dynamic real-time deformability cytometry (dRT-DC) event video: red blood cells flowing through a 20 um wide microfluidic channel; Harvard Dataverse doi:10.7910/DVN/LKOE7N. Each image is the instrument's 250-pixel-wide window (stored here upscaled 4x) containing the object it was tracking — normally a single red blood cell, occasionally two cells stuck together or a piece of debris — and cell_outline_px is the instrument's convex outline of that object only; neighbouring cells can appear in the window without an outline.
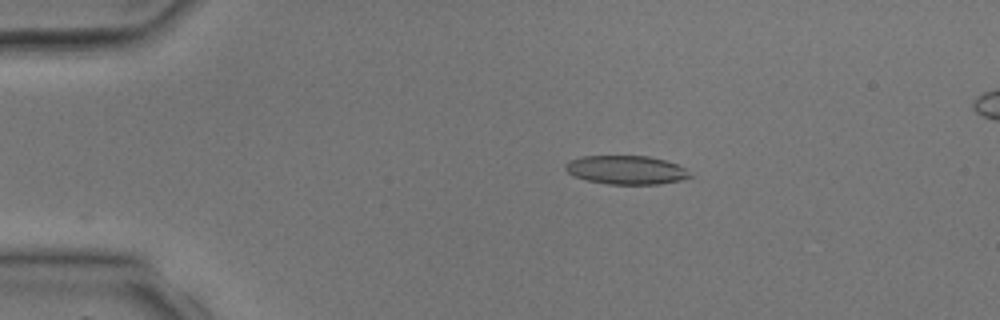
{"species": "common noctule bat (a hibernating species)", "species_latin": "Nyctalus noctula", "temperature_condition": "room temperature", "stored_images_in_passage": 2, "camera_frame_rate_fps": 3000, "um_per_image_px": 0.085, "animal": {"sex": "male", "body_mass_g": 17.9, "forearm_length_mm": 54.2}, "frame": {"image": 1, "passage_image": 2, "time_ms": 1.0, "image_size_px": [1000, 320], "cell_outline_px": [[692, 176], [680, 180], [660, 184], [608, 184], [588, 180], [576, 176], [568, 172], [564, 168], [564, 164], [568, 160], [584, 156], [648, 156], [664, 160], [676, 164], [684, 168]], "centroid_in_image_um": [53.2, 14.44], "position_along_channel_um": 31.8, "area_um2": 20.63}}